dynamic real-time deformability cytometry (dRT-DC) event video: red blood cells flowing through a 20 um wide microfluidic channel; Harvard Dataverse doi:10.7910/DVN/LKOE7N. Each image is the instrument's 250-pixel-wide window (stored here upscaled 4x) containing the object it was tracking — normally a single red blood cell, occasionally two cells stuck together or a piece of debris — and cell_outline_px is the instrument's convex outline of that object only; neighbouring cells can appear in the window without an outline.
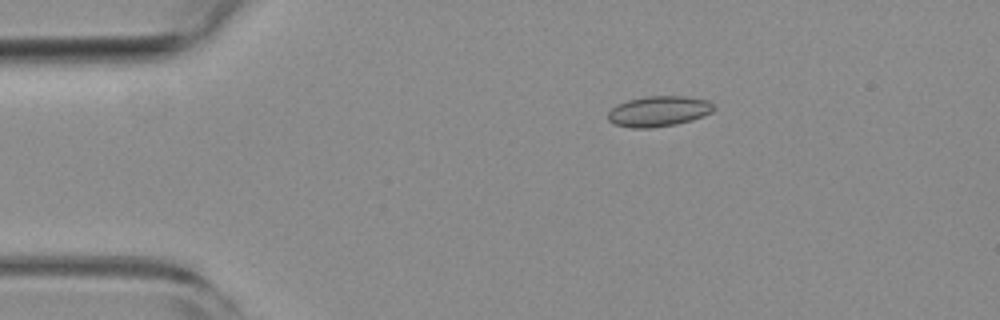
{"species": "common noctule bat (a hibernating species)", "species_latin": "Nyctalus noctula", "temperature_condition": "room temperature", "stored_images_in_passage": 46, "camera_frame_rate_fps": 3000, "um_per_image_px": 0.085, "animal": {"sex": "female", "body_mass_g": 19.3, "forearm_length_mm": 54.1}, "frame": {"image": 1, "passage_image": 2, "time_ms": 0.333, "image_size_px": [1000, 320], "cell_outline_px": [[716, 108], [712, 112], [692, 120], [676, 124], [648, 128], [632, 128], [612, 124], [608, 120], [608, 112], [616, 104], [628, 100], [644, 96], [688, 96], [708, 100]], "centroid_in_image_um": [55.97, 9.45], "position_along_channel_um": 29.0, "area_um2": 18.96}}
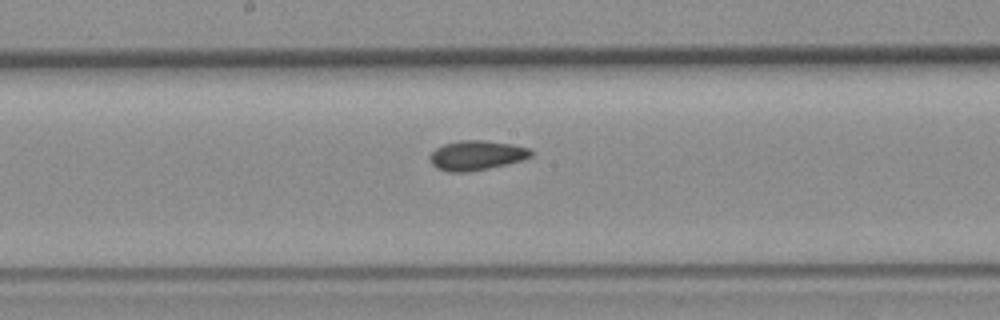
{"frame": {"image": 2, "passage_image": 20, "time_ms": 6.333, "image_size_px": [1000, 320], "cell_outline_px": [[532, 156], [524, 160], [488, 168], [468, 172], [448, 172], [436, 168], [432, 164], [428, 156], [436, 148], [444, 144], [460, 140], [488, 140], [512, 144], [532, 148]], "centroid_in_image_um": [40.52, 13.2], "position_along_channel_um": 207.7, "area_um2": 17.69}}
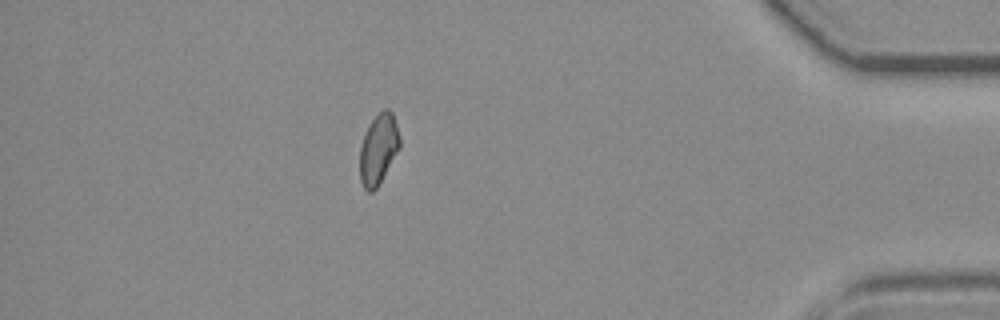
{"frame": {"image": 3, "passage_image": 39, "time_ms": 12.667, "image_size_px": [1000, 320], "cell_outline_px": [[400, 148], [376, 188], [372, 192], [368, 192], [364, 188], [360, 180], [360, 148], [364, 136], [372, 120], [384, 108], [388, 108], [392, 112], [400, 136]], "centroid_in_image_um": [32.17, 12.68], "position_along_channel_um": 403.0, "area_um2": 16.13}, "authors_computed_cell_mechanics": {"area_um2": 16.9643, "velocity_mm_per_s": 3.8598, "shape_relaxation_time_tau1_ms": null, "shape_relaxation_time_tau2_ms": 2.4181, "deformation_change_tau1": null, "deformation_change_tau2": 0.0657}}